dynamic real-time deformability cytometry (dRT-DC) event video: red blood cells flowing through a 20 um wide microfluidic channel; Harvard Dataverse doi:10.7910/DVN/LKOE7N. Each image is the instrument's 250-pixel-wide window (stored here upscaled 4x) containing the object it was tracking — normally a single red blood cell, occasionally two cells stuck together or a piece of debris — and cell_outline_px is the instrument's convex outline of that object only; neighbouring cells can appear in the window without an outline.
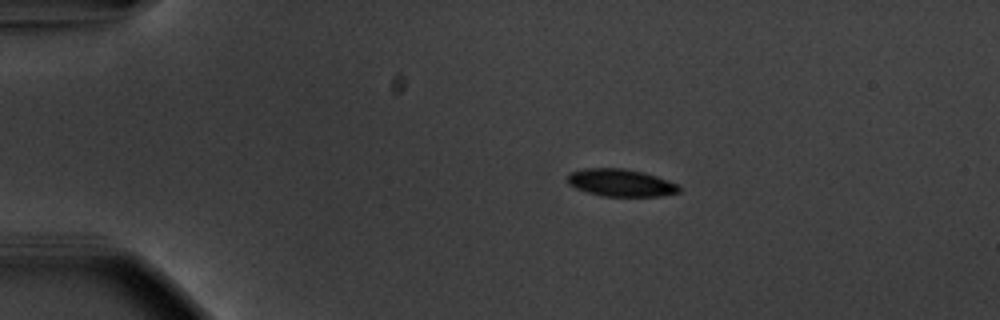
{"species": "common noctule bat (a hibernating species)", "species_latin": "Nyctalus noctula", "temperature_condition": "warm", "stored_images_in_passage": 45, "camera_frame_rate_fps": 3000, "um_per_image_px": 0.085, "animal": {"sex": "male", "body_mass_g": 20.1, "forearm_length_mm": 53.5}, "frame": {"image": 1, "passage_image": 1, "time_ms": 0.0, "image_size_px": [1000, 320], "cell_outline_px": [[680, 192], [660, 196], [604, 196], [588, 192], [576, 188], [568, 184], [564, 180], [568, 172], [584, 168], [624, 168], [644, 172], [680, 184]], "centroid_in_image_um": [52.73, 15.52], "position_along_channel_um": 32.3, "area_um2": 18.09}}
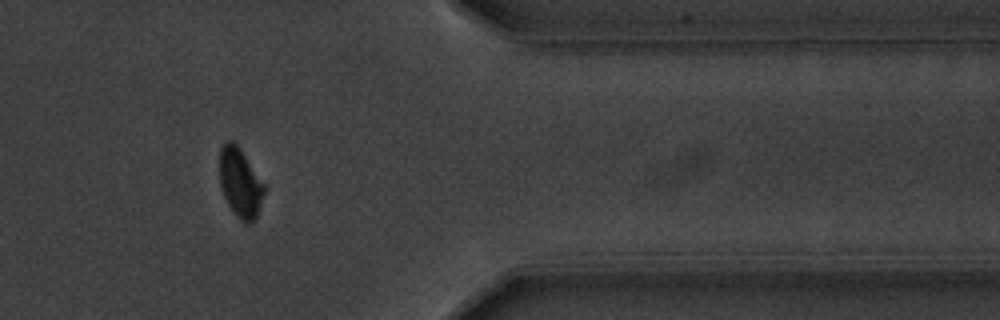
{"frame": {"image": 2, "passage_image": 36, "time_ms": 11.667, "image_size_px": [1000, 320], "cell_outline_px": [[264, 192], [256, 216], [248, 224], [244, 224], [232, 212], [224, 196], [220, 184], [220, 148], [228, 140], [232, 140], [240, 148], [264, 184]], "centroid_in_image_um": [20.39, 15.54], "position_along_channel_um": 391.0, "area_um2": 17.69}}
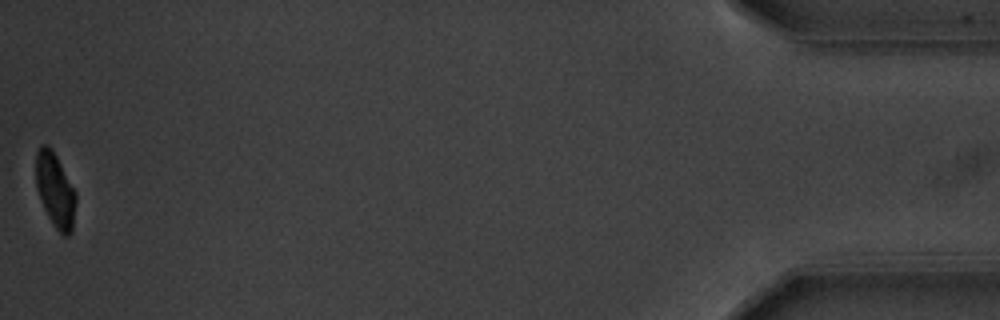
{"frame": {"image": 3, "passage_image": 45, "time_ms": 14.667, "image_size_px": [1000, 320], "cell_outline_px": [[76, 200], [72, 232], [68, 236], [64, 236], [56, 228], [48, 216], [44, 208], [36, 188], [36, 152], [40, 144], [48, 144], [52, 148], [76, 192]], "centroid_in_image_um": [4.69, 16.14], "position_along_channel_um": 430.5, "area_um2": 17.34}, "authors_computed_cell_mechanics": {"area_um2": 18.496, "velocity_mm_per_s": 3.7139, "shape_relaxation_time_tau1_ms": 2.4974, "shape_relaxation_time_tau2_ms": 5.0445, "deformation_change_tau1": 0.1026, "deformation_change_tau2": 0.066}}